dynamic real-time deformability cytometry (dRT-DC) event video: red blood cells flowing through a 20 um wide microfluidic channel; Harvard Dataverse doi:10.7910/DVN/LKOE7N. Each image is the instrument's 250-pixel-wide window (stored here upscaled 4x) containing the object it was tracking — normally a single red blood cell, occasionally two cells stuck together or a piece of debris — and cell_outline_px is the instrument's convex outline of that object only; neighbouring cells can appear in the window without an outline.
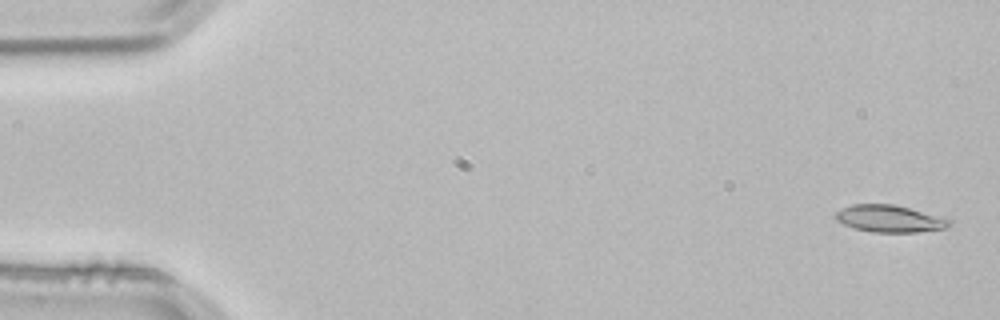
{"species": "common noctule bat (a hibernating species)", "species_latin": "Nyctalus noctula", "temperature_condition": "room temperature", "stored_images_in_passage": 3, "camera_frame_rate_fps": 3000, "um_per_image_px": 0.085, "animal": {"sex": "male", "body_mass_g": 21.5, "forearm_length_mm": 52.0}, "frame": {"image": 1, "passage_image": 1, "time_ms": 0.0, "image_size_px": [1000, 320], "cell_outline_px": [[952, 224], [944, 228], [916, 232], [872, 232], [856, 228], [844, 224], [836, 220], [832, 216], [836, 212], [852, 204], [892, 204], [908, 208], [952, 220]], "centroid_in_image_um": [75.57, 18.59], "position_along_channel_um": 9.4, "area_um2": 17.63}}
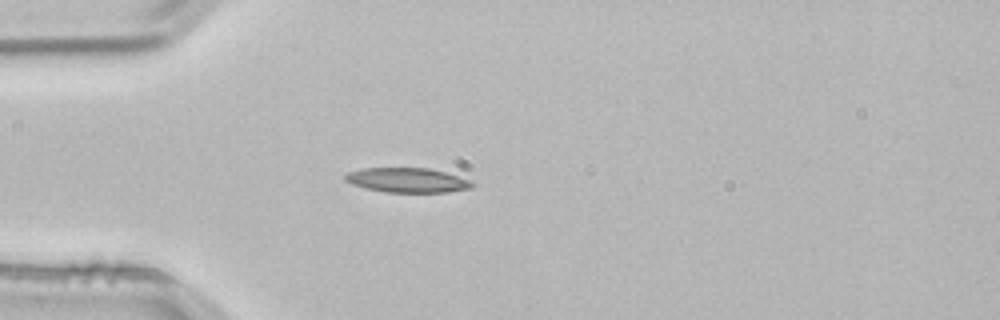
{"frame": {"image": 2, "passage_image": 3, "time_ms": 0.667, "image_size_px": [1000, 320], "cell_outline_px": [[472, 188], [448, 192], [384, 192], [352, 184], [344, 180], [344, 176], [348, 172], [364, 168], [428, 168], [444, 172], [468, 180], [472, 184]], "centroid_in_image_um": [34.58, 15.31], "position_along_channel_um": 50.4, "area_um2": 17.92}}